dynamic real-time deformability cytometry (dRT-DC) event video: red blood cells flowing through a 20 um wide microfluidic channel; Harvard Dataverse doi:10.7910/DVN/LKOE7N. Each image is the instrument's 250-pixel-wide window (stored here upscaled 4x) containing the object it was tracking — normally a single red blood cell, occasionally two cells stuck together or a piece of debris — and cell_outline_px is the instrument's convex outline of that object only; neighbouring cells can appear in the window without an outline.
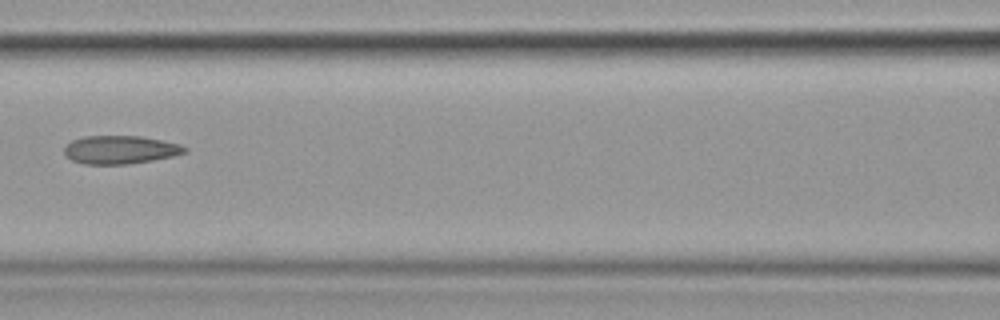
{"species": "common noctule bat (a hibernating species)", "species_latin": "Nyctalus noctula", "temperature_condition": "cold", "stored_images_in_passage": 7, "camera_frame_rate_fps": 3000, "um_per_image_px": 0.085, "animal": {"sex": "female", "body_mass_g": 19.9}, "frame": {"image": 1, "passage_image": 7, "time_ms": 7.667, "image_size_px": [1000, 320], "cell_outline_px": [[188, 152], [172, 156], [152, 160], [128, 164], [84, 164], [72, 160], [64, 152], [64, 148], [72, 140], [84, 136], [140, 136], [180, 144], [188, 148]], "centroid_in_image_um": [10.23, 12.72], "position_along_channel_um": 156.4, "area_um2": 19.71}}